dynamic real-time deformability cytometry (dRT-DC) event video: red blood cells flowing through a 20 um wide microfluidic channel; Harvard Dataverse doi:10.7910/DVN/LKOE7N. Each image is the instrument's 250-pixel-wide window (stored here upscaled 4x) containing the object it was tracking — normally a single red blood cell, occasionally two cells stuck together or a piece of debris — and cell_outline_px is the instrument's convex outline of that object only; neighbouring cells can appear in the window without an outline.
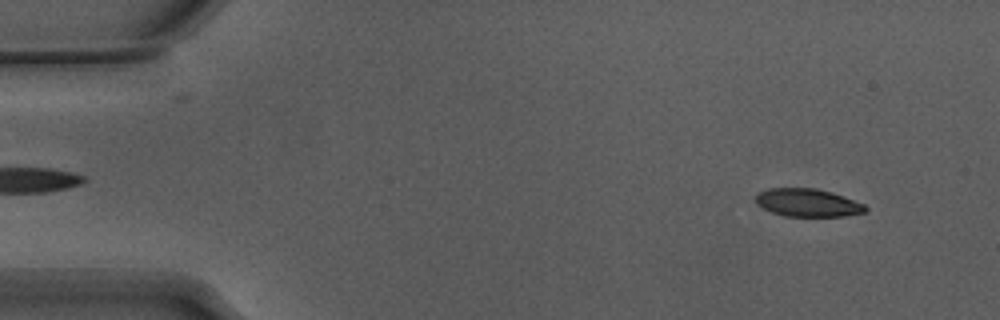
{"species": "Egyptian fruit bat (a non-hibernating species)", "species_latin": "Rousettus aegyptiacus", "temperature_condition": "warm", "stored_images_in_passage": 53, "camera_frame_rate_fps": 3000, "um_per_image_px": 0.085, "animal": {"sex": "male"}, "frame": {"image": 1, "passage_image": 4, "time_ms": 1.0, "image_size_px": [1000, 320], "cell_outline_px": [[868, 208], [864, 212], [844, 216], [784, 216], [772, 212], [756, 204], [756, 192], [768, 188], [816, 188], [832, 192], [844, 196], [864, 204]], "centroid_in_image_um": [68.63, 17.22], "position_along_channel_um": 16.4, "area_um2": 17.92}}
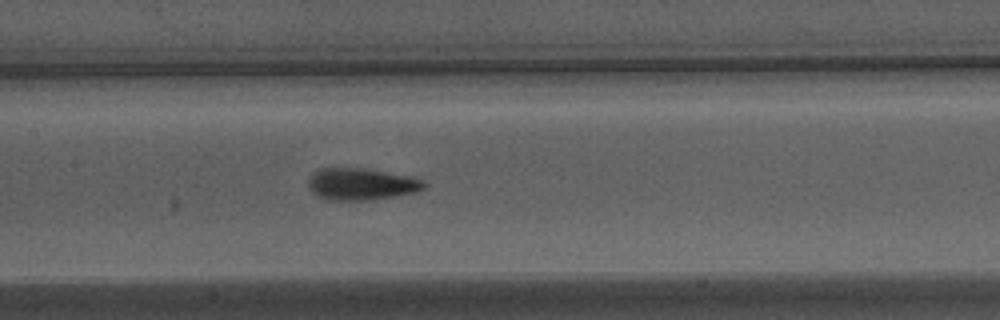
{"frame": {"image": 2, "passage_image": 25, "time_ms": 8.0, "image_size_px": [1000, 320], "cell_outline_px": [[424, 188], [416, 192], [372, 200], [328, 200], [316, 196], [308, 188], [308, 176], [320, 168], [360, 168], [412, 176], [424, 180]], "centroid_in_image_um": [30.67, 15.65], "position_along_channel_um": 176.7, "area_um2": 21.62}}
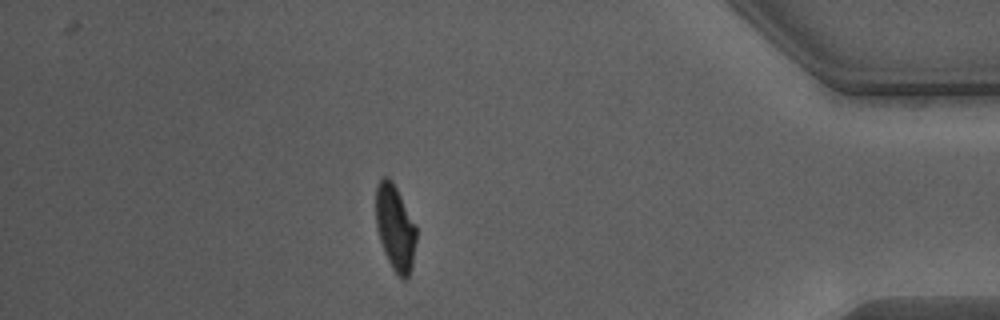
{"frame": {"image": 3, "passage_image": 46, "time_ms": 15.0, "image_size_px": [1000, 320], "cell_outline_px": [[416, 240], [412, 268], [408, 276], [404, 280], [396, 276], [384, 252], [380, 240], [376, 224], [376, 188], [380, 180], [384, 176], [388, 176], [392, 180], [416, 224]], "centroid_in_image_um": [33.6, 19.38], "position_along_channel_um": 401.6, "area_um2": 20.29}, "authors_computed_cell_mechanics": {"area_um2": 20.4034, "velocity_mm_per_s": 3.8394, "shape_relaxation_time_tau1_ms": 4.1971, "shape_relaxation_time_tau2_ms": 1.3588, "deformation_change_tau1": 0.195, "deformation_change_tau2": 0.0905}}